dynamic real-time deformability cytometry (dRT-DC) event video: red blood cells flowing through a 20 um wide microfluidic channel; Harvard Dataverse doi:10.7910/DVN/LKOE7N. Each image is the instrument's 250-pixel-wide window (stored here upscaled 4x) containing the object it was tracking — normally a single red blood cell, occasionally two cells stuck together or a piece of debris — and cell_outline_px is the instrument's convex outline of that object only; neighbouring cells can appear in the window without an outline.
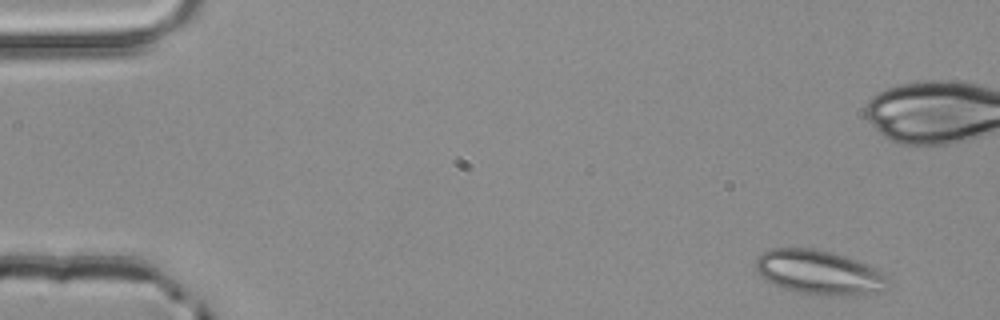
{"species": "common noctule bat (a hibernating species)", "species_latin": "Nyctalus noctula", "temperature_condition": "room temperature", "stored_images_in_passage": 4, "camera_frame_rate_fps": 3000, "um_per_image_px": 0.085, "animal": {"sex": "male", "body_mass_g": 20.4}, "frame": {"image": 1, "passage_image": 1, "time_ms": 0.0, "image_size_px": [1000, 320], "cell_outline_px": [[888, 280], [884, 292], [800, 292], [784, 288], [764, 280], [756, 272], [756, 260], [760, 252], [772, 248], [812, 248], [844, 256], [868, 264], [876, 268], [888, 276]], "centroid_in_image_um": [69.55, 23.08], "position_along_channel_um": 15.5, "area_um2": 32.95}}